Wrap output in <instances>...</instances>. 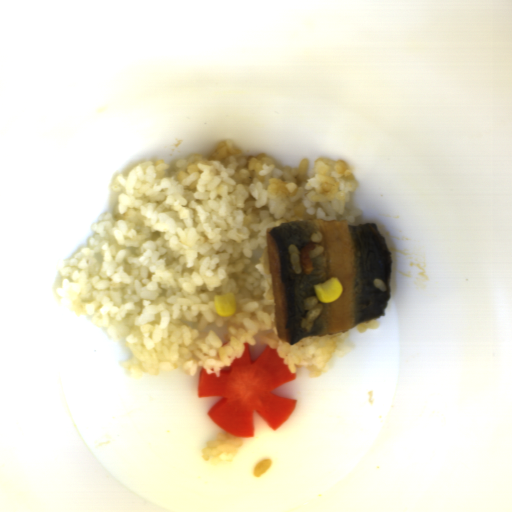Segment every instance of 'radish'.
I'll use <instances>...</instances> for the list:
<instances>
[{
    "label": "radish",
    "mask_w": 512,
    "mask_h": 512,
    "mask_svg": "<svg viewBox=\"0 0 512 512\" xmlns=\"http://www.w3.org/2000/svg\"><path fill=\"white\" fill-rule=\"evenodd\" d=\"M297 378L270 345L251 359L247 341L241 356L222 367L220 376L200 370L197 397H219L207 413L210 420L239 438H255L254 412L273 431L294 412L297 399L280 397L273 390Z\"/></svg>",
    "instance_id": "1"
}]
</instances>
